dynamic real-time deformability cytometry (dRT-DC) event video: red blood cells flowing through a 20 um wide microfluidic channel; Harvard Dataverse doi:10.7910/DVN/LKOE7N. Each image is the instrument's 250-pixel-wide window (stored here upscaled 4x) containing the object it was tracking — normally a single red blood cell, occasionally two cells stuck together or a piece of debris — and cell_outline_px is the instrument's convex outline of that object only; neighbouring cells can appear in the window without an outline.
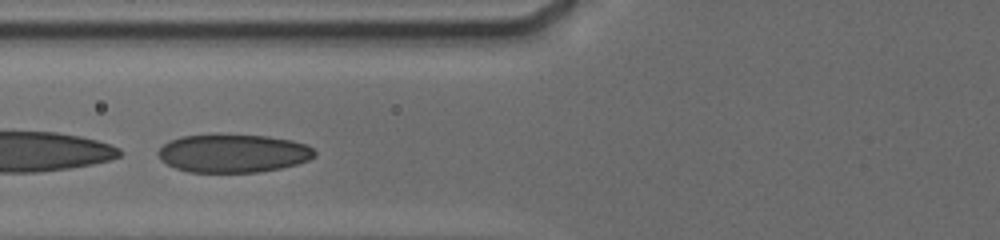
{"species": "human", "species_latin": "Homo sapiens", "temperature_condition": "cold", "stored_images_in_passage": 29, "camera_frame_rate_fps": 3000, "um_per_image_px": 0.085, "donor": {"sex": "male"}, "frame": {"image": 1, "passage_image": 12, "time_ms": 3.0, "image_size_px": [1000, 240], "cell_outline_px": [[316, 156], [308, 160], [296, 164], [280, 168], [260, 172], [188, 172], [176, 168], [160, 160], [156, 152], [168, 140], [180, 136], [268, 136], [292, 140], [308, 144], [316, 152]], "centroid_in_image_um": [19.83, 13.05], "position_along_channel_um": 106.0, "area_um2": 34.62}}
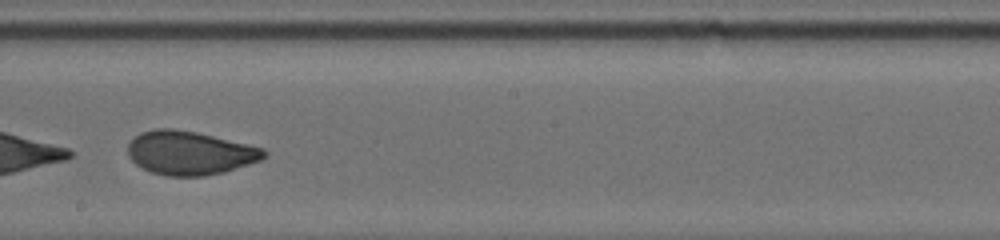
{"frame": {"image": 2, "passage_image": 25, "time_ms": 6.333, "image_size_px": [1000, 240], "cell_outline_px": [[268, 156], [260, 160], [224, 172], [204, 176], [164, 176], [152, 172], [136, 164], [128, 156], [128, 144], [140, 132], [156, 128], [172, 128], [196, 132], [264, 148], [268, 152]], "centroid_in_image_um": [16.14, 13.0], "position_along_channel_um": 232.1, "area_um2": 34.62}}
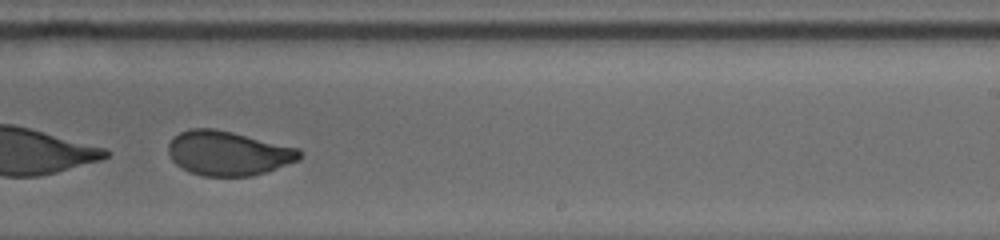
{"frame": {"image": 3, "passage_image": 28, "time_ms": 7.333, "image_size_px": [1000, 240], "cell_outline_px": [[300, 160], [268, 172], [252, 176], [204, 176], [188, 172], [176, 164], [172, 160], [168, 152], [168, 144], [180, 132], [192, 128], [216, 128], [300, 148]], "centroid_in_image_um": [19.42, 13.03], "position_along_channel_um": 269.6, "area_um2": 34.22}}